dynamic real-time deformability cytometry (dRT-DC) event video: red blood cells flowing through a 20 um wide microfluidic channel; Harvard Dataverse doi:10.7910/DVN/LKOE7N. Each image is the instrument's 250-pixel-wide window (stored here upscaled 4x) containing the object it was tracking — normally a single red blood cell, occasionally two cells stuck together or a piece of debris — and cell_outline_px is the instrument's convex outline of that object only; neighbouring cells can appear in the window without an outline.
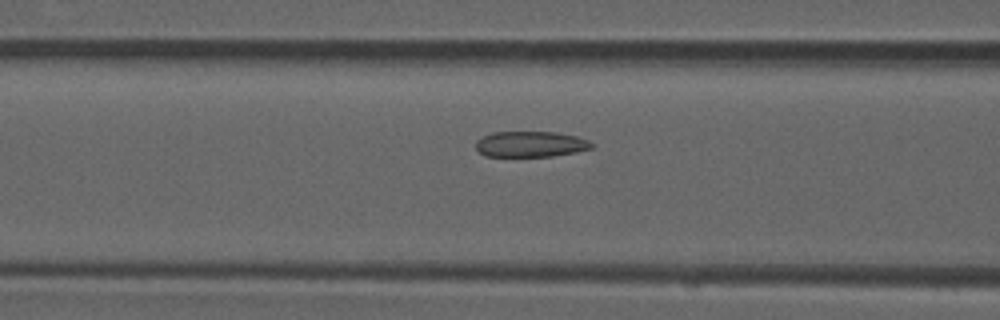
{"species": "common noctule bat (a hibernating species)", "species_latin": "Nyctalus noctula", "temperature_condition": "room temperature", "stored_images_in_passage": 52, "camera_frame_rate_fps": 3000, "um_per_image_px": 0.085, "animal": {"sex": "male", "forearm_length_mm": 52.5}, "frame": {"image": 1, "passage_image": 21, "time_ms": 6.667, "image_size_px": [1000, 320], "cell_outline_px": [[596, 144], [592, 148], [576, 152], [552, 156], [484, 156], [476, 148], [476, 140], [492, 132], [556, 132], [576, 136], [588, 140]], "centroid_in_image_um": [45.12, 12.25], "position_along_channel_um": 121.5, "area_um2": 17.4}}
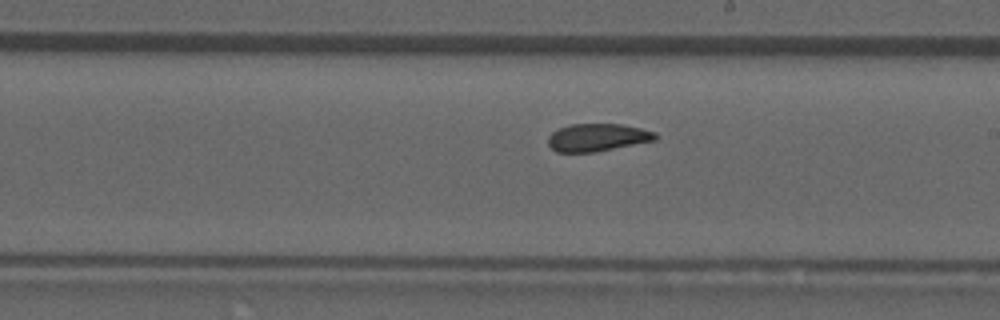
{"frame": {"image": 2, "passage_image": 30, "time_ms": 9.667, "image_size_px": [1000, 320], "cell_outline_px": [[656, 140], [596, 152], [556, 152], [548, 144], [548, 136], [552, 132], [560, 128], [572, 124], [620, 124], [640, 128], [656, 132]], "centroid_in_image_um": [50.77, 11.69], "position_along_channel_um": 238.2, "area_um2": 17.22}}
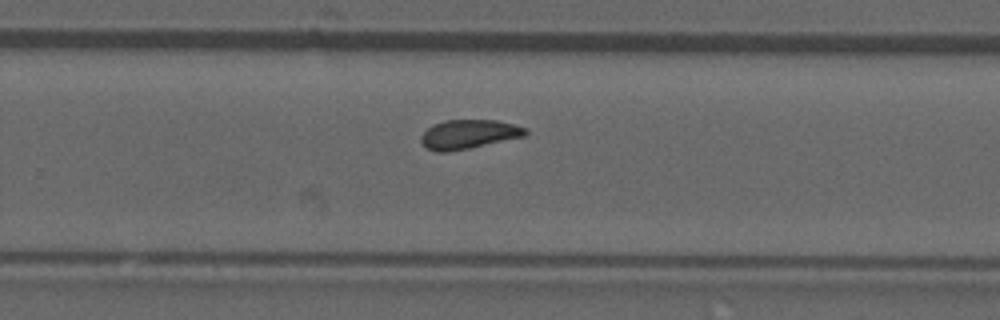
{"frame": {"image": 3, "passage_image": 34, "time_ms": 11.0, "image_size_px": [1000, 320], "cell_outline_px": [[528, 132], [524, 136], [468, 148], [448, 152], [436, 152], [428, 148], [420, 140], [420, 136], [432, 124], [444, 120], [496, 120], [528, 128]], "centroid_in_image_um": [39.82, 11.4], "position_along_channel_um": 290.0, "area_um2": 17.57}, "authors_computed_cell_mechanics": {"area_um2": 17.8602, "velocity_mm_per_s": 3.9086, "shape_relaxation_time_tau1_ms": null, "shape_relaxation_time_tau2_ms": 2.3195, "deformation_change_tau1": null, "deformation_change_tau2": 0.0604}}